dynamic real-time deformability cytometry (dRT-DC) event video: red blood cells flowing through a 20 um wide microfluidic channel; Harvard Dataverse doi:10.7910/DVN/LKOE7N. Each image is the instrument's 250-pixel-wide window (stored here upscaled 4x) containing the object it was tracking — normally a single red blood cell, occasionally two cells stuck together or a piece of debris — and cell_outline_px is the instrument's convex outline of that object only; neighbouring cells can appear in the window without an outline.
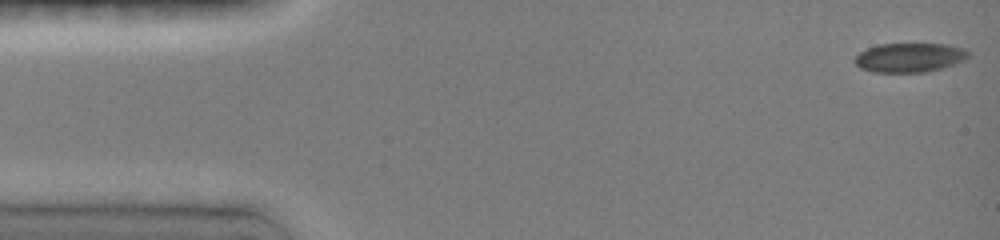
{"species": "common noctule bat (a hibernating species)", "species_latin": "Nyctalus noctula", "temperature_condition": "room temperature", "stored_images_in_passage": 20, "camera_frame_rate_fps": 3000, "um_per_image_px": 0.085, "animal": {"sex": "female", "body_mass_g": 19.0, "forearm_length_mm": 51.5}, "frame": {"image": 1, "passage_image": 1, "time_ms": 0.0, "image_size_px": [1000, 240], "cell_outline_px": [[968, 56], [964, 60], [956, 64], [924, 72], [872, 72], [860, 68], [852, 60], [860, 52], [868, 48], [880, 44], [948, 44], [964, 48], [968, 52]], "centroid_in_image_um": [77.3, 4.89], "position_along_channel_um": 7.7, "area_um2": 19.31}}
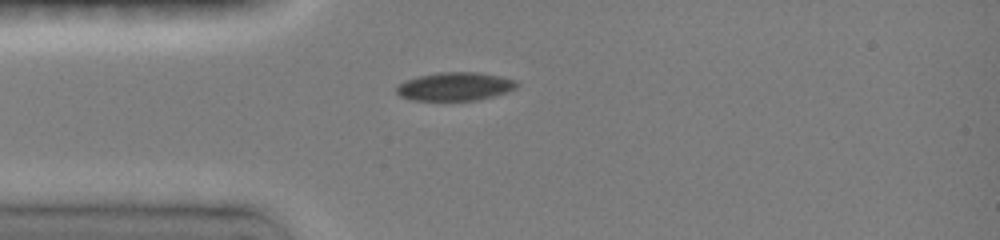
{"frame": {"image": 2, "passage_image": 14, "time_ms": 3.667, "image_size_px": [1000, 240], "cell_outline_px": [[520, 84], [516, 88], [508, 92], [476, 100], [412, 100], [400, 96], [396, 92], [396, 88], [404, 80], [420, 76], [440, 72], [476, 72], [500, 76], [516, 80]], "centroid_in_image_um": [38.7, 7.35], "position_along_channel_um": 46.3, "area_um2": 19.83}}